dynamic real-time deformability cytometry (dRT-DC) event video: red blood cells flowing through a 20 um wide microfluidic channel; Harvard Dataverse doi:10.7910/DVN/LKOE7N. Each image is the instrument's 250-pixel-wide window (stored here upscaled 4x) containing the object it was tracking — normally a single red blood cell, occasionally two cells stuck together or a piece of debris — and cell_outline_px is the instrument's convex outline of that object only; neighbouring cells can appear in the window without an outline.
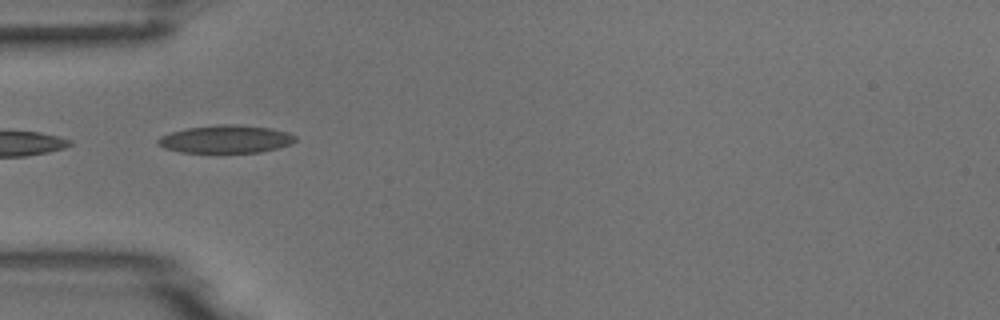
{"species": "common noctule bat (a hibernating species)", "species_latin": "Nyctalus noctula", "temperature_condition": "room temperature", "stored_images_in_passage": 6, "camera_frame_rate_fps": 3000, "um_per_image_px": 0.085, "animal": {"sex": "male", "body_mass_g": 18.8}, "frame": {"image": 1, "passage_image": 4, "time_ms": 4.333, "image_size_px": [1000, 320], "cell_outline_px": [[296, 140], [292, 144], [260, 152], [180, 152], [164, 148], [156, 144], [156, 140], [160, 136], [172, 132], [188, 128], [220, 124], [236, 124], [272, 128], [288, 132], [296, 136]], "centroid_in_image_um": [19.2, 11.82], "position_along_channel_um": 65.8, "area_um2": 22.31}}
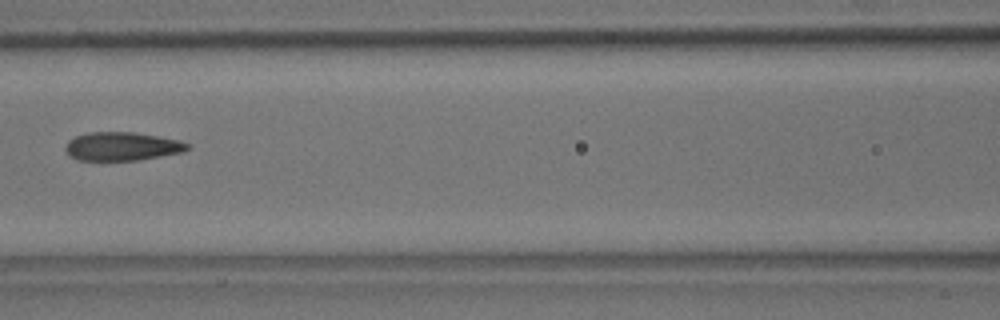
{"frame": {"image": 2, "passage_image": 6, "time_ms": 6.667, "image_size_px": [1000, 320], "cell_outline_px": [[192, 144], [184, 152], [140, 160], [76, 160], [64, 148], [68, 140], [76, 136], [88, 132], [132, 132], [160, 136], [180, 140]], "centroid_in_image_um": [10.42, 12.43], "position_along_channel_um": 156.2, "area_um2": 20.4}}